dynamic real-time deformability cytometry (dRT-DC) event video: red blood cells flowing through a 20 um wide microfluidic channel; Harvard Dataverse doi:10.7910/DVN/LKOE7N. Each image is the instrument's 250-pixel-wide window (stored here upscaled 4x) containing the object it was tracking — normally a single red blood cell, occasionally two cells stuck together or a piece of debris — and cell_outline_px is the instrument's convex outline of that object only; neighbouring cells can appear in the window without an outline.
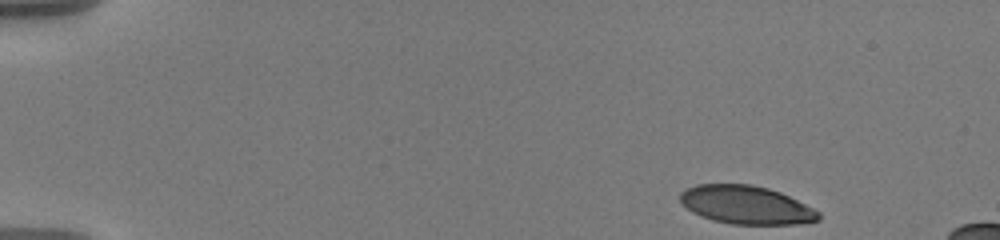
{"species": "human", "species_latin": "Homo sapiens", "temperature_condition": "warm", "stored_images_in_passage": 52, "camera_frame_rate_fps": 3000, "um_per_image_px": 0.085, "donor": {"sex": "male"}, "frame": {"image": 1, "passage_image": 1, "time_ms": 0.0, "image_size_px": [1000, 240], "cell_outline_px": [[820, 220], [800, 224], [732, 224], [712, 220], [700, 216], [692, 212], [680, 204], [680, 192], [684, 188], [696, 184], [752, 184], [768, 188], [780, 192], [820, 212]], "centroid_in_image_um": [63.37, 17.41], "position_along_channel_um": 21.6, "area_um2": 31.1}}
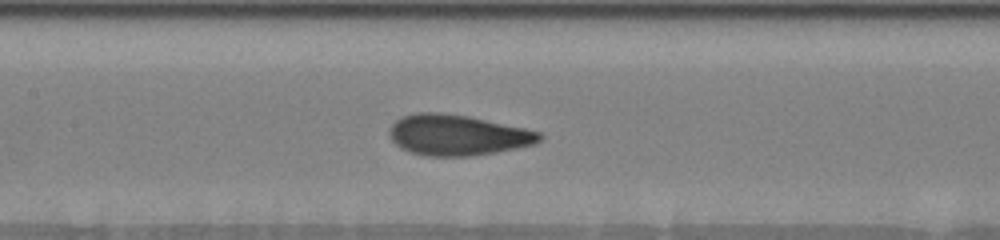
{"frame": {"image": 2, "passage_image": 23, "time_ms": 7.333, "image_size_px": [1000, 240], "cell_outline_px": [[544, 136], [536, 144], [496, 152], [472, 156], [428, 156], [412, 152], [400, 148], [392, 140], [388, 132], [392, 124], [396, 120], [404, 116], [420, 112], [440, 112], [468, 116], [524, 128], [540, 132]], "centroid_in_image_um": [38.89, 11.48], "position_along_channel_um": 168.5, "area_um2": 35.49}}
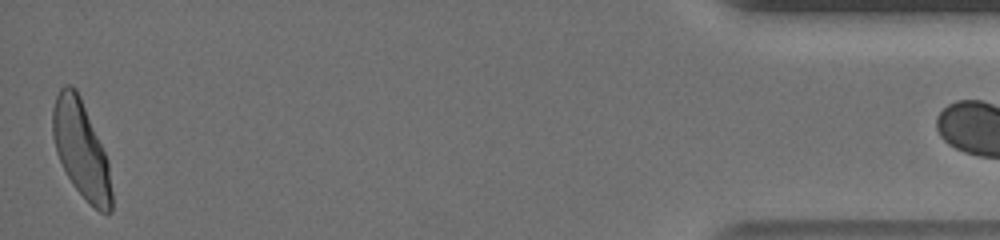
{"frame": {"image": 3, "passage_image": 51, "time_ms": 16.667, "image_size_px": [1000, 240], "cell_outline_px": [[112, 212], [100, 212], [72, 184], [56, 152], [52, 136], [52, 108], [56, 96], [60, 88], [64, 84], [68, 84], [76, 88], [80, 96], [108, 160], [112, 192]], "centroid_in_image_um": [6.88, 12.66], "position_along_channel_um": 428.3, "area_um2": 32.89}}